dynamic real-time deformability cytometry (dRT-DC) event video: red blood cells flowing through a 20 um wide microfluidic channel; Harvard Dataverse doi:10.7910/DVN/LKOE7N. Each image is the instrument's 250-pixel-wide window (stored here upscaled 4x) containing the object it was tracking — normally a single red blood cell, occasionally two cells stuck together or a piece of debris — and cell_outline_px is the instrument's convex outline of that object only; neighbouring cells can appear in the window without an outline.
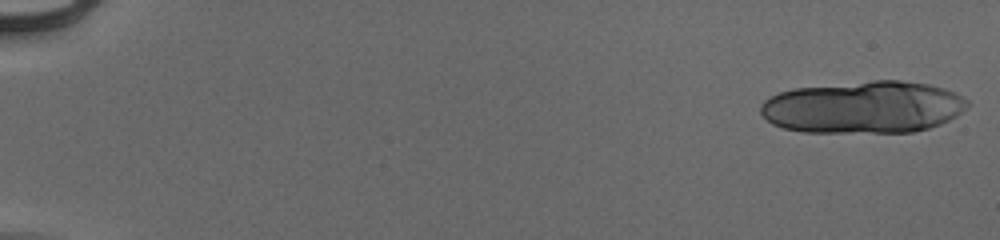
{"species": "human", "species_latin": "Homo sapiens", "temperature_condition": "cold", "stored_images_in_passage": 21, "camera_frame_rate_fps": 3000, "um_per_image_px": 0.085, "donor": {"sex": "male"}, "frame": {"image": 1, "passage_image": 1, "time_ms": 0.0, "image_size_px": [1000, 240], "cell_outline_px": [[968, 104], [956, 116], [940, 124], [928, 128], [912, 132], [804, 132], [784, 128], [772, 124], [760, 112], [760, 104], [764, 100], [780, 92], [792, 88], [872, 80], [900, 80], [928, 84], [944, 88], [968, 100]], "centroid_in_image_um": [73.36, 9.11], "position_along_channel_um": 11.6, "area_um2": 62.89}}